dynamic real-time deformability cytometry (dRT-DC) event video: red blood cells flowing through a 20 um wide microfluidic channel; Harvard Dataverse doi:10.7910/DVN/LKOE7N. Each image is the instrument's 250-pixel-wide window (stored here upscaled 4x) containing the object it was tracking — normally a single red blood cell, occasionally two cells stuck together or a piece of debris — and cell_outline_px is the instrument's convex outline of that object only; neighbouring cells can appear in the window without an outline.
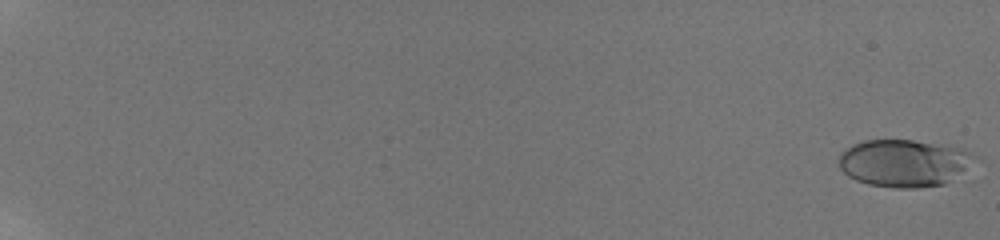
{"species": "human", "species_latin": "Homo sapiens", "temperature_condition": "room temperature", "stored_images_in_passage": 28, "camera_frame_rate_fps": 3000, "um_per_image_px": 0.085, "donor": {"sex": "male"}, "frame": {"image": 1, "passage_image": 1, "time_ms": 0.0, "image_size_px": [1000, 240], "cell_outline_px": [[984, 160], [944, 184], [920, 188], [896, 188], [868, 184], [856, 180], [848, 176], [840, 168], [836, 160], [840, 152], [844, 148], [852, 144], [864, 140], [912, 140], [964, 148], [980, 156]], "centroid_in_image_um": [76.92, 13.85], "position_along_channel_um": 8.1, "area_um2": 38.55}}
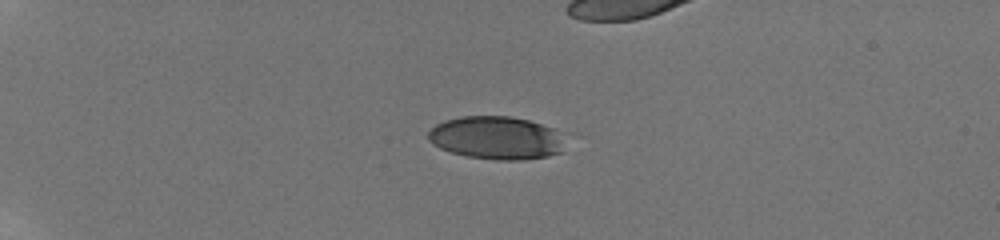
{"frame": {"image": 2, "passage_image": 15, "time_ms": 5.667, "image_size_px": [1000, 240], "cell_outline_px": [[572, 132], [564, 152], [548, 156], [524, 160], [496, 160], [468, 156], [452, 152], [440, 148], [432, 144], [428, 140], [428, 132], [436, 124], [444, 120], [460, 116], [512, 116], [528, 120]], "centroid_in_image_um": [42.38, 11.71], "position_along_channel_um": 42.6, "area_um2": 35.72}}
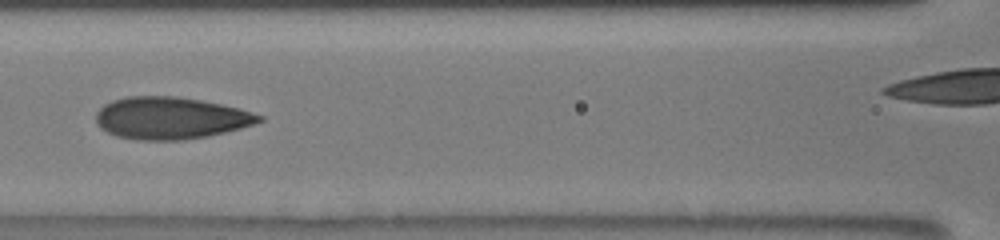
{"frame": {"image": 3, "passage_image": 27, "time_ms": 10.333, "image_size_px": [1000, 240], "cell_outline_px": [[264, 120], [256, 124], [208, 136], [184, 140], [140, 140], [116, 136], [100, 128], [96, 124], [96, 112], [104, 104], [112, 100], [128, 96], [176, 96], [200, 100], [220, 104], [252, 112], [264, 116]], "centroid_in_image_um": [14.48, 10.04], "position_along_channel_um": 152.1, "area_um2": 40.06}}